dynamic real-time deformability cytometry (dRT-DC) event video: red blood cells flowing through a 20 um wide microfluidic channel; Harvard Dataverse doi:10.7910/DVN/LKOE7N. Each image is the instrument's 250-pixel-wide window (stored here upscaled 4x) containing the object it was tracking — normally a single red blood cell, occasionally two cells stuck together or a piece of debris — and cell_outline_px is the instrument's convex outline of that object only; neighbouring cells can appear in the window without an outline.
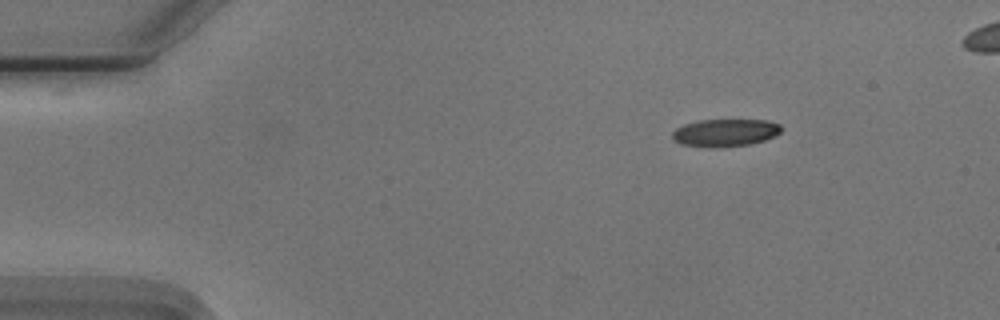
{"species": "Egyptian fruit bat (a non-hibernating species)", "species_latin": "Rousettus aegyptiacus", "temperature_condition": "cold", "stored_images_in_passage": 47, "camera_frame_rate_fps": 3000, "um_per_image_px": 0.085, "animal": {"sex": "male"}, "frame": {"image": 1, "passage_image": 1, "time_ms": 0.0, "image_size_px": [1000, 320], "cell_outline_px": [[780, 132], [776, 136], [764, 140], [748, 144], [680, 144], [672, 140], [672, 132], [676, 128], [684, 124], [696, 120], [768, 120], [780, 124]], "centroid_in_image_um": [61.65, 11.21], "position_along_channel_um": 23.3, "area_um2": 16.59}}
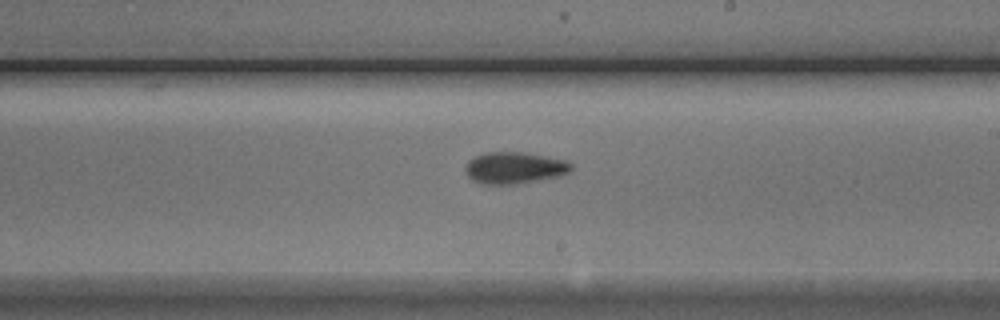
{"frame": {"image": 2, "passage_image": 25, "time_ms": 8.0, "image_size_px": [1000, 320], "cell_outline_px": [[572, 168], [568, 172], [560, 176], [516, 184], [484, 184], [472, 180], [464, 172], [464, 168], [468, 160], [484, 152], [524, 152], [564, 160], [572, 164]], "centroid_in_image_um": [43.68, 14.26], "position_along_channel_um": 245.3, "area_um2": 19.54}}
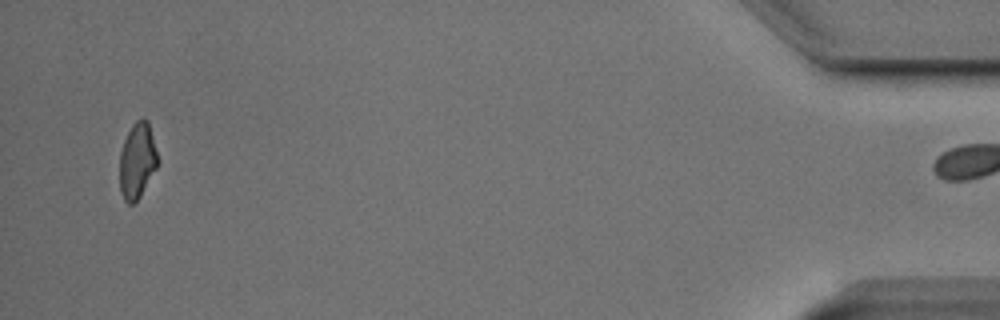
{"frame": {"image": 3, "passage_image": 46, "time_ms": 15.0, "image_size_px": [1000, 320], "cell_outline_px": [[156, 168], [140, 196], [132, 204], [128, 204], [124, 200], [120, 192], [120, 152], [124, 140], [132, 124], [136, 120], [144, 116], [148, 120], [156, 152]], "centroid_in_image_um": [11.63, 13.64], "position_along_channel_um": 423.6, "area_um2": 16.53}, "authors_computed_cell_mechanics": {"area_um2": 18.3226, "velocity_mm_per_s": 3.7545, "shape_relaxation_time_tau1_ms": 2.8753, "shape_relaxation_time_tau2_ms": 2.9925, "deformation_change_tau1": 0.1212, "deformation_change_tau2": 0.1027}}